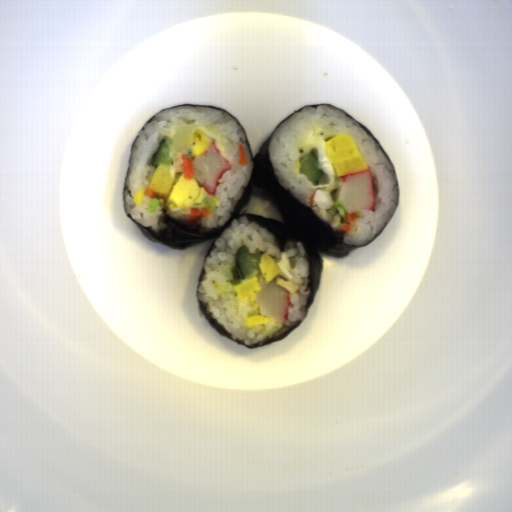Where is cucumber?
Instances as JSON below:
<instances>
[{
	"label": "cucumber",
	"mask_w": 512,
	"mask_h": 512,
	"mask_svg": "<svg viewBox=\"0 0 512 512\" xmlns=\"http://www.w3.org/2000/svg\"><path fill=\"white\" fill-rule=\"evenodd\" d=\"M174 162L173 141L170 138L163 137L159 142L158 148L152 156V167H158L159 163L171 164Z\"/></svg>",
	"instance_id": "obj_3"
},
{
	"label": "cucumber",
	"mask_w": 512,
	"mask_h": 512,
	"mask_svg": "<svg viewBox=\"0 0 512 512\" xmlns=\"http://www.w3.org/2000/svg\"><path fill=\"white\" fill-rule=\"evenodd\" d=\"M262 252L259 248H254V253H250L245 245H240L235 254L236 265L233 267L232 284L243 282L244 278L252 277L262 271L258 267L261 262Z\"/></svg>",
	"instance_id": "obj_1"
},
{
	"label": "cucumber",
	"mask_w": 512,
	"mask_h": 512,
	"mask_svg": "<svg viewBox=\"0 0 512 512\" xmlns=\"http://www.w3.org/2000/svg\"><path fill=\"white\" fill-rule=\"evenodd\" d=\"M319 161V158L316 156L314 151H310L306 155L297 159L300 167L298 170V174H303L306 176L307 180H309L312 186H320V179L326 173L321 170H317L316 164Z\"/></svg>",
	"instance_id": "obj_2"
}]
</instances>
